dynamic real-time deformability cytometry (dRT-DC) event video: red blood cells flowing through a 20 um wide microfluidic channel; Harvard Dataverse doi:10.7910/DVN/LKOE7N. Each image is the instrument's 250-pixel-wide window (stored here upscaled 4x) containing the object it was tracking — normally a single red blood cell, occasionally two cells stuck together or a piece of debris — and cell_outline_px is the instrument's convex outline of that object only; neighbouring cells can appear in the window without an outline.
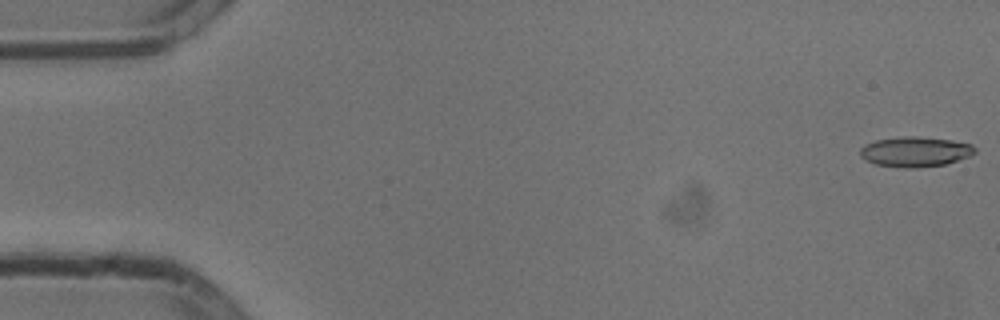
{"species": "common noctule bat (a hibernating species)", "species_latin": "Nyctalus noctula", "temperature_condition": "cold", "stored_images_in_passage": 54, "camera_frame_rate_fps": 3000, "um_per_image_px": 0.085, "animal": {"sex": "male", "body_mass_g": 13.3}, "frame": {"image": 1, "passage_image": 1, "time_ms": 0.0, "image_size_px": [1000, 320], "cell_outline_px": [[976, 152], [968, 156], [944, 164], [916, 168], [908, 168], [876, 164], [860, 156], [860, 148], [876, 140], [904, 136], [916, 136], [952, 140], [972, 144], [976, 148]], "centroid_in_image_um": [77.81, 12.88], "position_along_channel_um": 7.2, "area_um2": 19.83}}
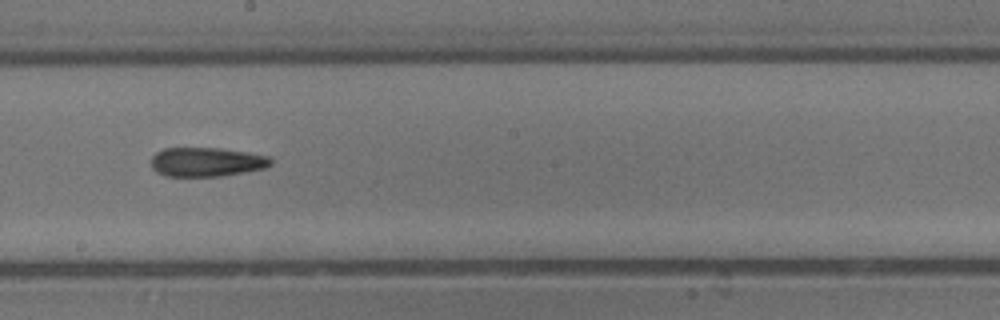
{"frame": {"image": 2, "passage_image": 30, "time_ms": 9.667, "image_size_px": [1000, 320], "cell_outline_px": [[272, 164], [264, 168], [220, 176], [168, 176], [156, 172], [152, 168], [152, 156], [156, 152], [164, 148], [220, 148], [248, 152], [268, 156], [272, 160]], "centroid_in_image_um": [17.54, 13.76], "position_along_channel_um": 230.7, "area_um2": 20.23}}
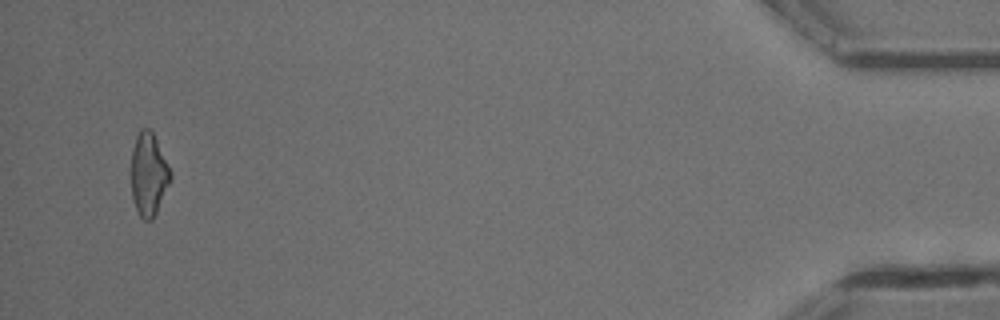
{"frame": {"image": 3, "passage_image": 52, "time_ms": 17.0, "image_size_px": [1000, 320], "cell_outline_px": [[172, 176], [156, 212], [152, 220], [144, 220], [140, 216], [132, 200], [132, 148], [136, 136], [140, 128], [152, 128], [172, 172]], "centroid_in_image_um": [12.64, 14.76], "position_along_channel_um": 422.6, "area_um2": 19.02}, "authors_computed_cell_mechanics": {"area_um2": 19.7965, "velocity_mm_per_s": 3.8071, "shape_relaxation_time_tau1_ms": 7.3662, "shape_relaxation_time_tau2_ms": null, "deformation_change_tau1": 0.1735, "deformation_change_tau2": null}}